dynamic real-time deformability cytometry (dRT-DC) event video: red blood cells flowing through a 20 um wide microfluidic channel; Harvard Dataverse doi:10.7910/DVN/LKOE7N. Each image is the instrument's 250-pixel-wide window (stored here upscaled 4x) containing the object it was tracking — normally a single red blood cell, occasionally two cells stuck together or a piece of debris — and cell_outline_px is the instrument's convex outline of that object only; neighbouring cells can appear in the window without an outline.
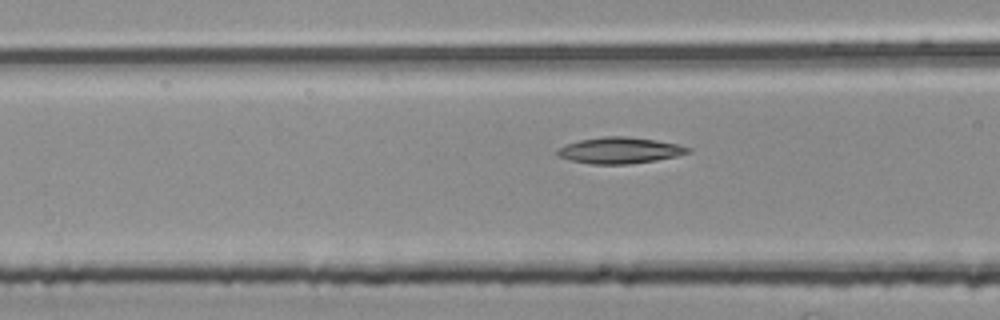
{"species": "common noctule bat (a hibernating species)", "species_latin": "Nyctalus noctula", "temperature_condition": "room temperature", "stored_images_in_passage": 9, "camera_frame_rate_fps": 3000, "um_per_image_px": 0.085, "animal": {"sex": "female", "body_mass_g": 25.1}, "frame": {"image": 1, "passage_image": 6, "time_ms": 1.667, "image_size_px": [1000, 320], "cell_outline_px": [[692, 152], [676, 156], [656, 160], [628, 164], [592, 164], [572, 160], [560, 156], [556, 152], [556, 148], [580, 140], [604, 136], [624, 136], [656, 140], [676, 144], [692, 148]], "centroid_in_image_um": [52.7, 12.78], "position_along_channel_um": 113.9, "area_um2": 19.77}}